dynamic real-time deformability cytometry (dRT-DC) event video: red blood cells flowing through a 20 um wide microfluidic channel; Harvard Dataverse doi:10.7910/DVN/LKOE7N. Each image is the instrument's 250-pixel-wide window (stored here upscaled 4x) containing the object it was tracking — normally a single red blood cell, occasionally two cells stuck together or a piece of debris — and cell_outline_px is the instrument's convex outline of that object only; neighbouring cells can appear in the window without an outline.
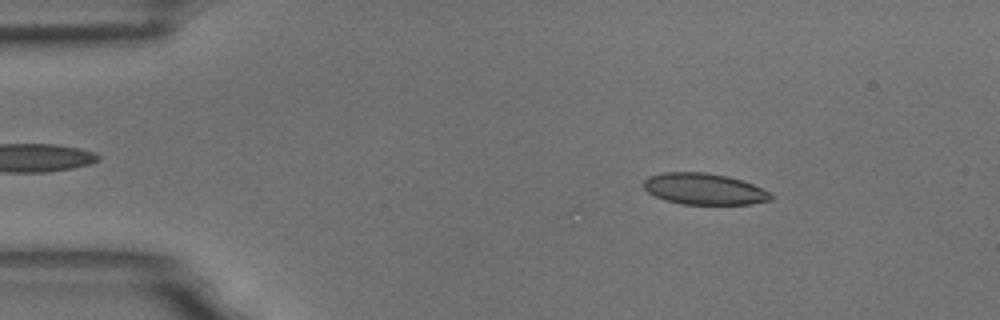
{"species": "common noctule bat (a hibernating species)", "species_latin": "Nyctalus noctula", "temperature_condition": "room temperature", "stored_images_in_passage": 16, "camera_frame_rate_fps": 3000, "um_per_image_px": 0.085, "animal": {"sex": "male", "body_mass_g": 18.8}, "frame": {"image": 1, "passage_image": 1, "time_ms": 0.0, "image_size_px": [1000, 320], "cell_outline_px": [[772, 200], [752, 204], [680, 204], [664, 200], [648, 192], [644, 188], [644, 180], [648, 176], [664, 172], [704, 172], [728, 176], [752, 184], [772, 192]], "centroid_in_image_um": [59.86, 16.06], "position_along_channel_um": 25.1, "area_um2": 23.29}}
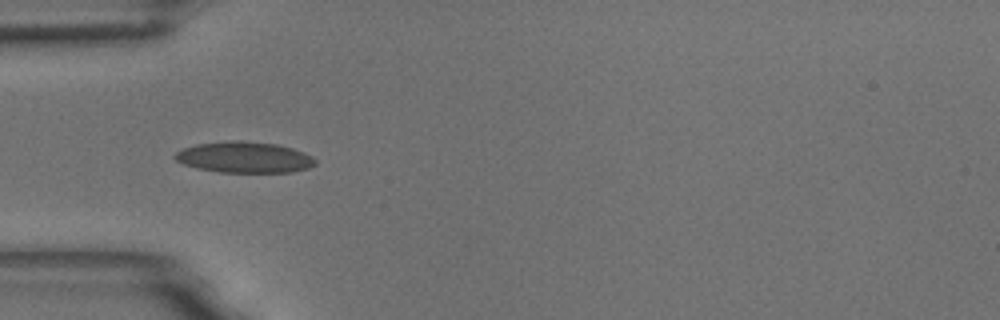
{"frame": {"image": 2, "passage_image": 10, "time_ms": 3.0, "image_size_px": [1000, 320], "cell_outline_px": [[316, 164], [308, 168], [292, 172], [220, 172], [196, 168], [184, 164], [176, 160], [172, 156], [176, 152], [184, 148], [196, 144], [232, 140], [240, 140], [276, 144], [292, 148], [304, 152], [312, 156], [316, 160]], "centroid_in_image_um": [20.77, 13.37], "position_along_channel_um": 64.2, "area_um2": 25.43}}
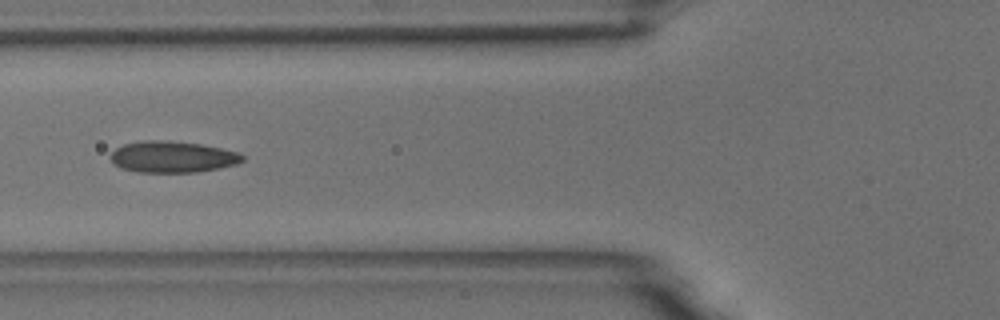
{"frame": {"image": 3, "passage_image": 14, "time_ms": 4.333, "image_size_px": [1000, 320], "cell_outline_px": [[244, 160], [236, 164], [220, 168], [196, 172], [136, 172], [120, 168], [112, 160], [112, 152], [116, 148], [124, 144], [140, 140], [164, 140], [200, 144], [240, 152], [244, 156]], "centroid_in_image_um": [14.68, 13.33], "position_along_channel_um": 111.1, "area_um2": 24.1}}